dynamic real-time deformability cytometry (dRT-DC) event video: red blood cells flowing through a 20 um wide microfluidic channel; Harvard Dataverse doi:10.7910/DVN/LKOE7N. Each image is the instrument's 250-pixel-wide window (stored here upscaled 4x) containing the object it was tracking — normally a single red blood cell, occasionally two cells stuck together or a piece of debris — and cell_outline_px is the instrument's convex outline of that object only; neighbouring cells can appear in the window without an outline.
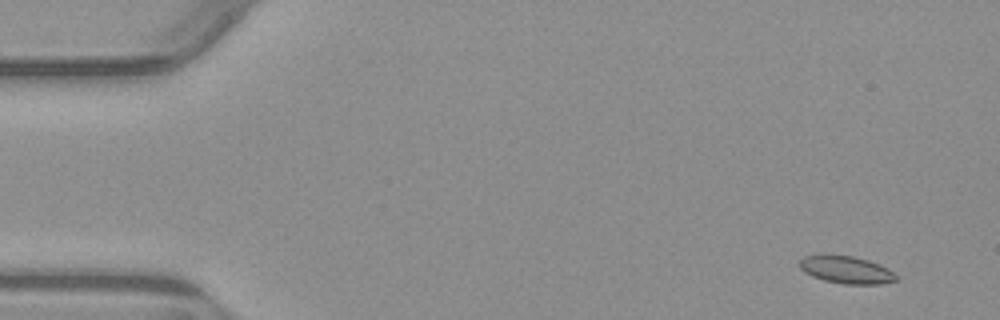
{"species": "common noctule bat (a hibernating species)", "species_latin": "Nyctalus noctula", "temperature_condition": "warm", "stored_images_in_passage": 6, "camera_frame_rate_fps": 3000, "um_per_image_px": 0.085, "animal": {"sex": "male", "body_mass_g": 23.1, "forearm_length_mm": 52.7}, "frame": {"image": 1, "passage_image": 2, "time_ms": 1.0, "image_size_px": [1000, 320], "cell_outline_px": [[896, 280], [880, 284], [844, 284], [824, 280], [812, 276], [804, 272], [800, 268], [800, 260], [804, 256], [824, 252], [852, 256], [868, 260], [880, 264], [888, 268], [896, 276]], "centroid_in_image_um": [71.87, 22.89], "position_along_channel_um": 13.1, "area_um2": 15.78}}
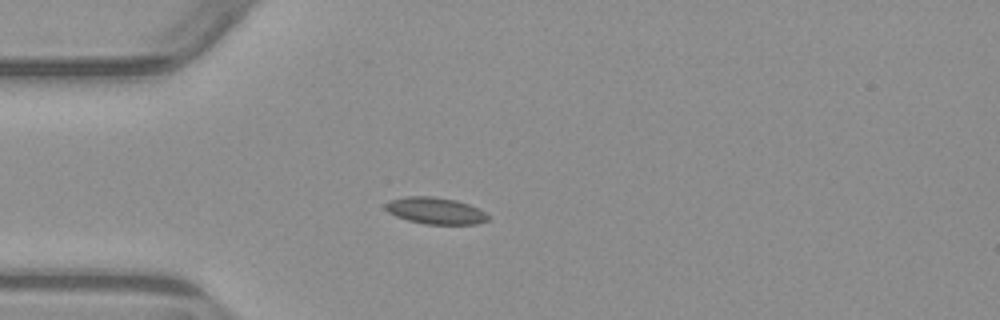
{"frame": {"image": 2, "passage_image": 5, "time_ms": 4.667, "image_size_px": [1000, 320], "cell_outline_px": [[488, 220], [476, 224], [424, 224], [408, 220], [396, 216], [388, 212], [384, 208], [384, 204], [388, 200], [404, 196], [432, 196], [456, 200], [468, 204], [484, 212], [488, 216]], "centroid_in_image_um": [36.95, 17.9], "position_along_channel_um": 48.1, "area_um2": 15.95}}